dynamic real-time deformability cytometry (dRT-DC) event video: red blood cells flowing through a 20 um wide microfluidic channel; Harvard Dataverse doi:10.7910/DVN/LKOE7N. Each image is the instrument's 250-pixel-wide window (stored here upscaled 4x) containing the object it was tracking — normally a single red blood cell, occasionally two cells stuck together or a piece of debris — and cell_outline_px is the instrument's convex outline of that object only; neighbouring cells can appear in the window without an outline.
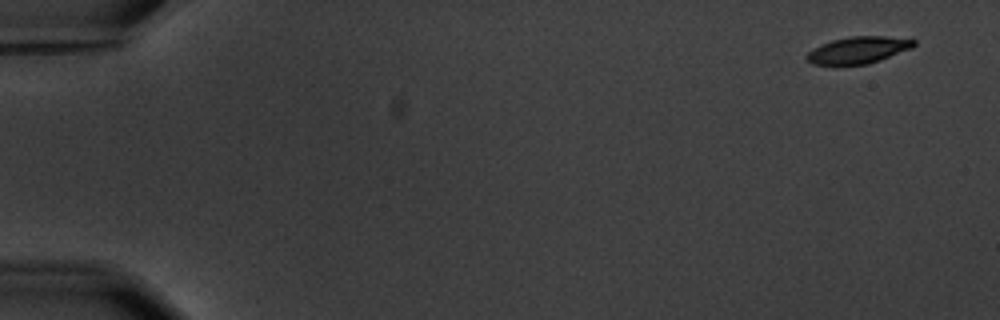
{"species": "common noctule bat (a hibernating species)", "species_latin": "Nyctalus noctula", "temperature_condition": "warm", "stored_images_in_passage": 15, "camera_frame_rate_fps": 3000, "um_per_image_px": 0.085, "animal": {"sex": "male", "body_mass_g": 20.1, "forearm_length_mm": 53.5}, "frame": {"image": 1, "passage_image": 1, "time_ms": 0.0, "image_size_px": [1000, 320], "cell_outline_px": [[916, 44], [912, 48], [880, 60], [868, 64], [812, 64], [804, 56], [808, 52], [820, 44], [832, 40], [848, 36], [912, 36], [916, 40]], "centroid_in_image_um": [73.04, 4.22], "position_along_channel_um": 12.0, "area_um2": 17.05}}
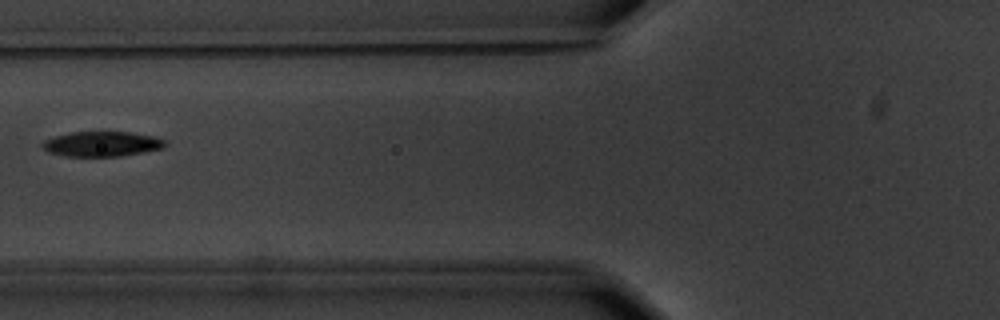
{"frame": {"image": 2, "passage_image": 6, "time_ms": 7.0, "image_size_px": [1000, 320], "cell_outline_px": [[168, 144], [164, 148], [144, 152], [120, 156], [64, 156], [48, 152], [40, 144], [44, 140], [68, 132], [132, 132], [156, 136], [164, 140]], "centroid_in_image_um": [8.69, 12.23], "position_along_channel_um": 117.1, "area_um2": 18.03}}
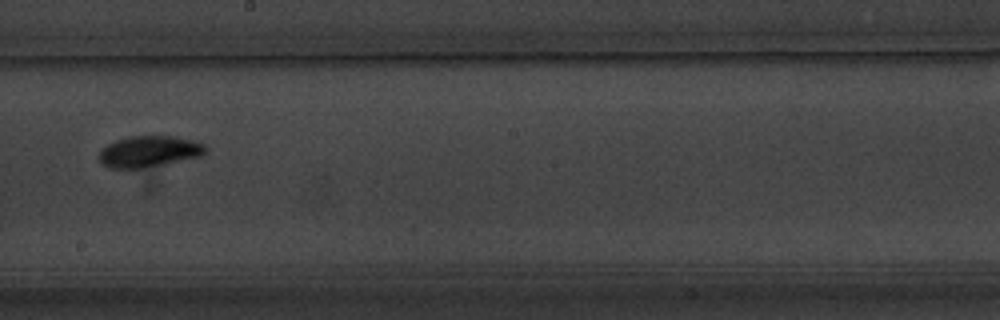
{"frame": {"image": 3, "passage_image": 9, "time_ms": 10.333, "image_size_px": [1000, 320], "cell_outline_px": [[208, 148], [200, 156], [144, 168], [108, 168], [100, 164], [100, 152], [108, 144], [116, 140], [128, 136], [172, 136], [192, 140], [204, 144]], "centroid_in_image_um": [12.65, 12.87], "position_along_channel_um": 235.5, "area_um2": 19.19}, "authors_computed_cell_mechanics": {"area_um2": 17.9758, "velocity_mm_per_s": 3.5549, "shape_relaxation_time_tau1_ms": 3.0135, "shape_relaxation_time_tau2_ms": 5.1357, "deformation_change_tau1": 0.1402, "deformation_change_tau2": 0.0907}}